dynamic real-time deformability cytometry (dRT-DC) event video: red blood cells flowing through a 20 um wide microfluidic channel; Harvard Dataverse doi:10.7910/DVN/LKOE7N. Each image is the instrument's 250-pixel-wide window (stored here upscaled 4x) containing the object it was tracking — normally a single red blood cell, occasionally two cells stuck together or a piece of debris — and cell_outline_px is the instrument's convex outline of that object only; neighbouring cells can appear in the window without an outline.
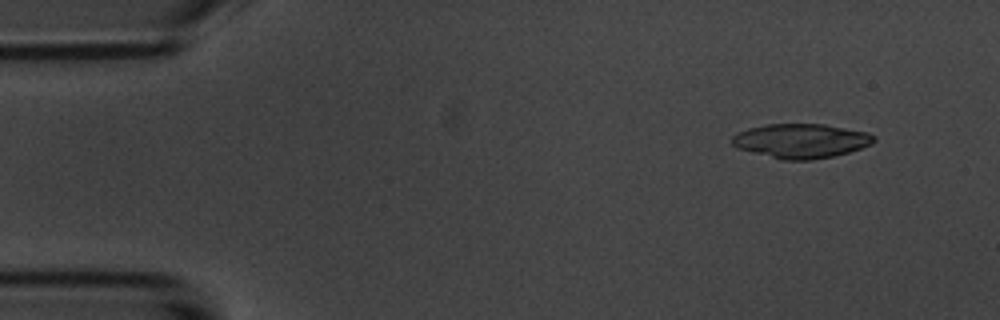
{"species": "common noctule bat (a hibernating species)", "species_latin": "Nyctalus noctula", "temperature_condition": "room temperature", "stored_images_in_passage": 4, "camera_frame_rate_fps": 3000, "um_per_image_px": 0.085, "animal": {"sex": "male", "body_mass_g": 20.1, "forearm_length_mm": 53.5}, "frame": {"image": 1, "passage_image": 1, "time_ms": 0.0, "image_size_px": [1000, 320], "cell_outline_px": [[876, 140], [872, 144], [848, 152], [832, 156], [812, 160], [784, 160], [736, 148], [732, 144], [732, 136], [736, 132], [748, 128], [768, 124], [824, 124], [868, 132], [876, 136]], "centroid_in_image_um": [68.08, 11.97], "position_along_channel_um": 16.9, "area_um2": 28.44}}